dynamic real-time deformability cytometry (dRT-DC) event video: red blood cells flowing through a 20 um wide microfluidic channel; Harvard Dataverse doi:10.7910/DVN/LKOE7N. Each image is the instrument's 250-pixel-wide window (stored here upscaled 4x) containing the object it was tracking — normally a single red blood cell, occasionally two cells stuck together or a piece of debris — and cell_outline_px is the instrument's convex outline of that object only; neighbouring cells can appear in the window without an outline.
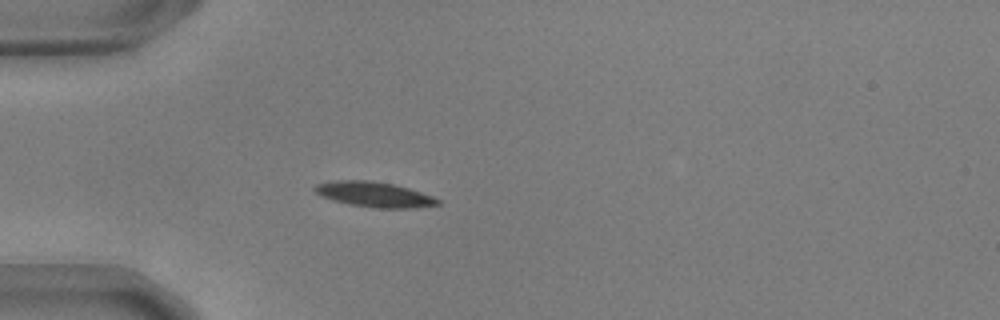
{"species": "common noctule bat (a hibernating species)", "species_latin": "Nyctalus noctula", "temperature_condition": "warm", "stored_images_in_passage": 40, "camera_frame_rate_fps": 3000, "um_per_image_px": 0.085, "animal": {"sex": "male", "body_mass_g": 17.9, "forearm_length_mm": 54.2}, "frame": {"image": 1, "passage_image": 1, "time_ms": 0.0, "image_size_px": [1000, 320], "cell_outline_px": [[440, 204], [416, 208], [376, 208], [348, 204], [332, 200], [320, 196], [312, 188], [316, 184], [336, 180], [372, 180], [392, 184], [408, 188], [432, 196], [440, 200]], "centroid_in_image_um": [31.78, 16.53], "position_along_channel_um": 53.2, "area_um2": 18.09}}
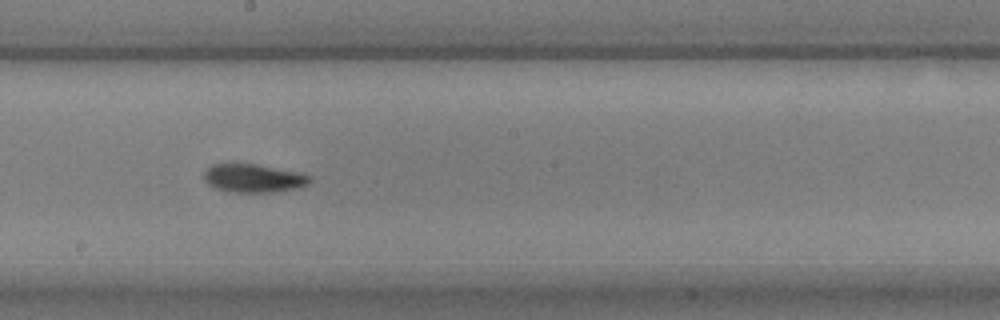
{"frame": {"image": 2, "passage_image": 16, "time_ms": 5.0, "image_size_px": [1000, 320], "cell_outline_px": [[312, 180], [308, 184], [296, 188], [272, 192], [232, 192], [216, 188], [208, 184], [204, 180], [204, 172], [212, 164], [256, 164], [300, 172], [312, 176]], "centroid_in_image_um": [21.57, 15.14], "position_along_channel_um": 226.6, "area_um2": 17.46}}
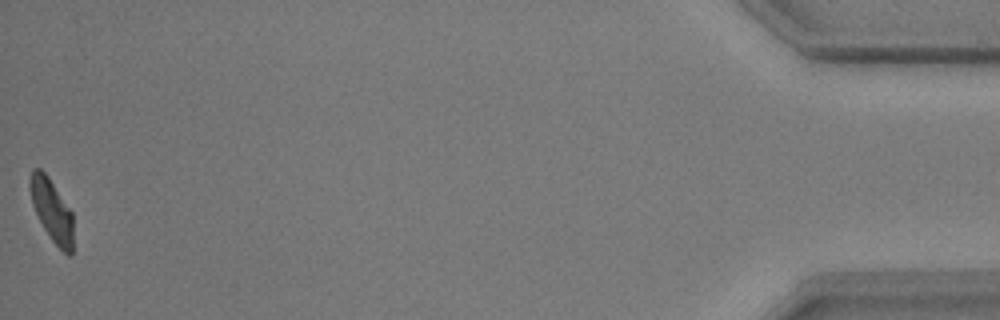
{"frame": {"image": 3, "passage_image": 40, "time_ms": 13.0, "image_size_px": [1000, 320], "cell_outline_px": [[72, 256], [68, 256], [52, 240], [44, 228], [32, 204], [28, 188], [28, 180], [32, 168], [40, 168], [48, 176], [72, 212]], "centroid_in_image_um": [4.37, 17.83], "position_along_channel_um": 430.8, "area_um2": 15.66}, "authors_computed_cell_mechanics": {"area_um2": 17.0221, "velocity_mm_per_s": 3.6805, "shape_relaxation_time_tau1_ms": 6.7141, "shape_relaxation_time_tau2_ms": 4.1951, "deformation_change_tau1": 0.1871, "deformation_change_tau2": 0.0936}}